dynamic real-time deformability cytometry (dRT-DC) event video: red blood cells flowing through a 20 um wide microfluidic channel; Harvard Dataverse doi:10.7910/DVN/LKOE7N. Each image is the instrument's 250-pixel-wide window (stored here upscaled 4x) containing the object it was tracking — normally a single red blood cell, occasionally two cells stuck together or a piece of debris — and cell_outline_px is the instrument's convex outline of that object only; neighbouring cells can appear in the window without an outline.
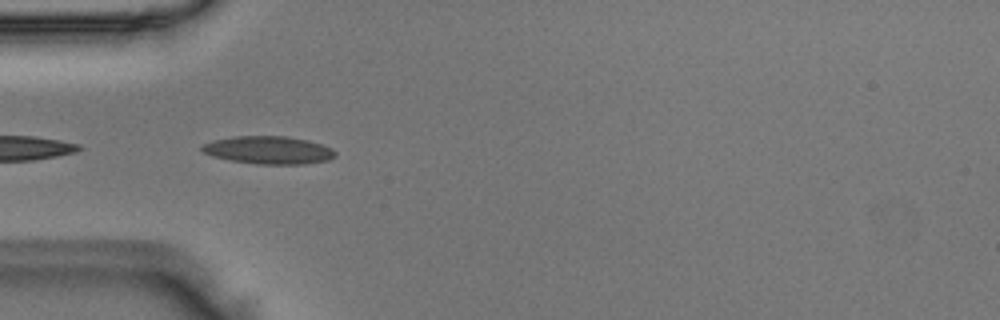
{"species": "Egyptian fruit bat (a non-hibernating species)", "species_latin": "Rousettus aegyptiacus", "temperature_condition": "room temperature", "stored_images_in_passage": 3, "camera_frame_rate_fps": 3000, "um_per_image_px": 0.085, "animal": {"sex": "male"}, "frame": {"image": 1, "passage_image": 1, "time_ms": 0.0, "image_size_px": [1000, 320], "cell_outline_px": [[336, 156], [328, 160], [304, 164], [256, 164], [232, 160], [212, 156], [204, 152], [200, 148], [204, 144], [212, 140], [232, 136], [288, 136], [308, 140], [332, 148], [336, 152]], "centroid_in_image_um": [22.84, 12.75], "position_along_channel_um": 62.2, "area_um2": 21.62}}